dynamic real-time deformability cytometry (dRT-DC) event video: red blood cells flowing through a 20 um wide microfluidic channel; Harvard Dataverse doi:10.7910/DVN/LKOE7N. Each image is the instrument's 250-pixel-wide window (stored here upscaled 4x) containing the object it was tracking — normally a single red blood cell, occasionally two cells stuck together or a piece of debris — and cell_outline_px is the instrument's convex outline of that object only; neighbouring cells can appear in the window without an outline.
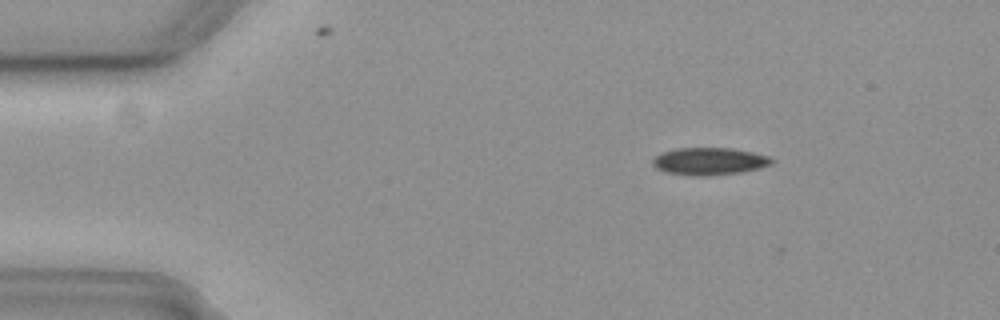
{"species": "common noctule bat (a hibernating species)", "species_latin": "Nyctalus noctula", "temperature_condition": "cold", "stored_images_in_passage": 5, "camera_frame_rate_fps": 3000, "um_per_image_px": 0.085, "animal": {"sex": "female", "body_mass_g": 19.3, "forearm_length_mm": 54.1}, "frame": {"image": 1, "passage_image": 2, "time_ms": 0.333, "image_size_px": [1000, 320], "cell_outline_px": [[776, 160], [772, 164], [760, 168], [740, 172], [708, 176], [700, 176], [668, 172], [656, 168], [652, 164], [652, 160], [656, 156], [664, 152], [676, 148], [732, 148], [752, 152], [768, 156]], "centroid_in_image_um": [60.33, 13.7], "position_along_channel_um": 24.7, "area_um2": 18.84}}